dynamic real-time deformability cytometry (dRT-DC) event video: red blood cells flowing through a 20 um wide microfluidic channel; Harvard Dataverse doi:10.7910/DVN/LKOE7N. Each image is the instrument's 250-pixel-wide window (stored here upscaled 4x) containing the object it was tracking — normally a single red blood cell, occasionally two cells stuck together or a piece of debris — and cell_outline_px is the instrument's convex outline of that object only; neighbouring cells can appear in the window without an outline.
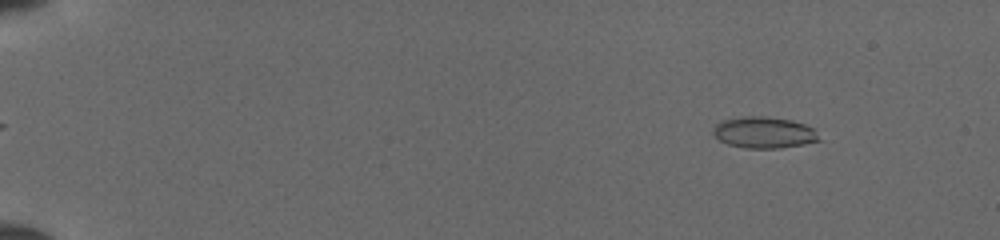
{"species": "common noctule bat (a hibernating species)", "species_latin": "Nyctalus noctula", "temperature_condition": "cold", "stored_images_in_passage": 51, "camera_frame_rate_fps": 3000, "um_per_image_px": 0.085, "animal": {"sex": "female", "body_mass_g": 19.5, "forearm_length_mm": 54.1}, "frame": {"image": 1, "passage_image": 6, "time_ms": 1.667, "image_size_px": [1000, 240], "cell_outline_px": [[820, 140], [804, 144], [780, 148], [748, 148], [728, 144], [720, 140], [712, 132], [712, 128], [716, 124], [724, 120], [744, 116], [764, 116], [792, 120], [804, 124], [812, 128]], "centroid_in_image_um": [64.92, 11.26], "position_along_channel_um": 20.1, "area_um2": 19.13}}
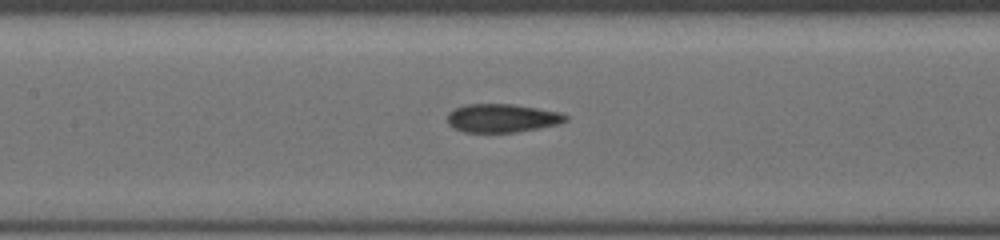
{"frame": {"image": 2, "passage_image": 26, "time_ms": 8.333, "image_size_px": [1000, 240], "cell_outline_px": [[568, 120], [560, 124], [540, 128], [516, 132], [464, 132], [448, 124], [448, 112], [464, 104], [512, 104], [560, 112], [568, 116]], "centroid_in_image_um": [42.7, 10.04], "position_along_channel_um": 164.7, "area_um2": 19.59}}
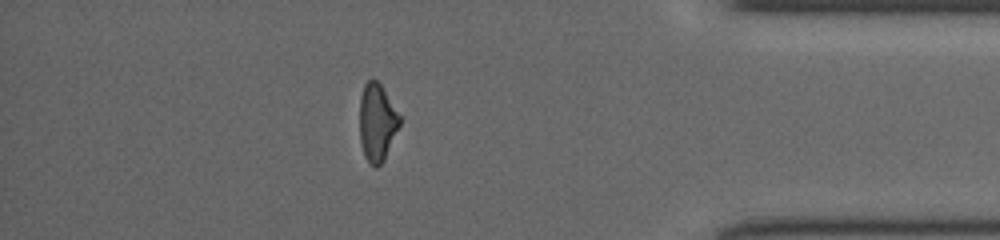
{"frame": {"image": 3, "passage_image": 45, "time_ms": 14.667, "image_size_px": [1000, 240], "cell_outline_px": [[400, 124], [384, 160], [376, 168], [368, 164], [364, 156], [360, 144], [360, 96], [364, 84], [372, 76], [380, 84], [400, 116]], "centroid_in_image_um": [32.02, 10.42], "position_along_channel_um": 403.2, "area_um2": 18.15}}